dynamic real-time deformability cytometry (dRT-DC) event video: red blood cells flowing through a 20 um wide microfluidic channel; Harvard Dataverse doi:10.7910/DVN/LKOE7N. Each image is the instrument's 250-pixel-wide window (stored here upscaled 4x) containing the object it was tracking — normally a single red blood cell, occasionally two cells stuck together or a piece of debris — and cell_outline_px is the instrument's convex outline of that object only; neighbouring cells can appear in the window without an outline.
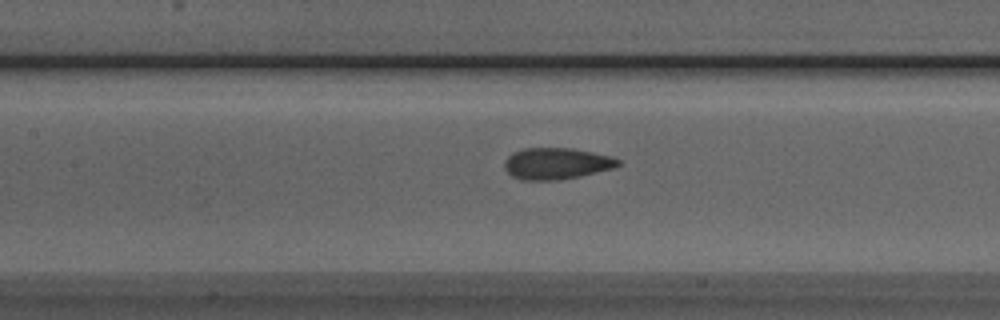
{"species": "Egyptian fruit bat (a non-hibernating species)", "species_latin": "Rousettus aegyptiacus", "temperature_condition": "room temperature", "stored_images_in_passage": 34, "camera_frame_rate_fps": 3000, "um_per_image_px": 0.085, "animal": {"sex": "male"}, "frame": {"image": 1, "passage_image": 10, "time_ms": 3.0, "image_size_px": [1000, 320], "cell_outline_px": [[620, 164], [612, 168], [580, 176], [556, 180], [524, 180], [512, 176], [504, 168], [504, 160], [512, 152], [524, 148], [572, 148], [612, 156], [620, 160]], "centroid_in_image_um": [47.27, 13.89], "position_along_channel_um": 160.1, "area_um2": 20.81}}
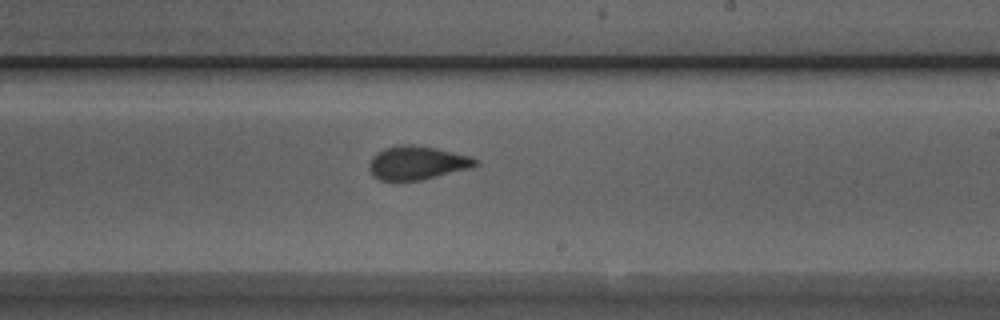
{"frame": {"image": 2, "passage_image": 17, "time_ms": 5.333, "image_size_px": [1000, 320], "cell_outline_px": [[480, 164], [472, 168], [420, 180], [380, 180], [372, 176], [368, 168], [368, 164], [376, 152], [384, 148], [396, 144], [412, 144], [436, 148], [472, 156], [480, 160]], "centroid_in_image_um": [35.47, 13.83], "position_along_channel_um": 253.5, "area_um2": 21.15}}
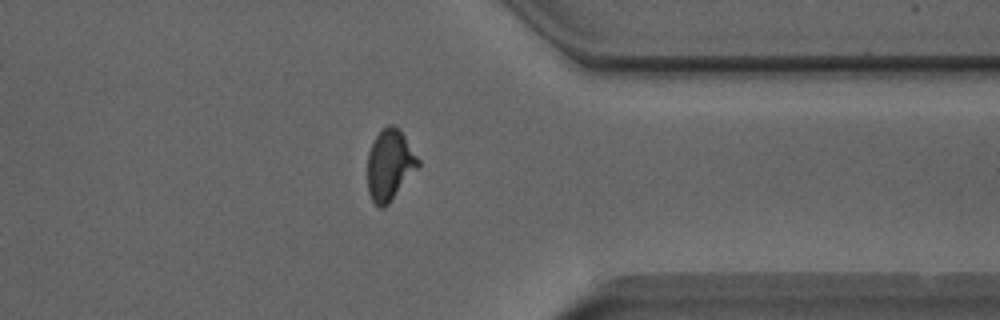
{"frame": {"image": 3, "passage_image": 27, "time_ms": 8.667, "image_size_px": [1000, 320], "cell_outline_px": [[420, 164], [388, 204], [384, 208], [380, 208], [372, 200], [368, 192], [368, 152], [376, 136], [388, 124], [392, 124], [400, 128], [420, 160]], "centroid_in_image_um": [33.13, 14.0], "position_along_channel_um": 378.3, "area_um2": 20.69}, "authors_computed_cell_mechanics": {"area_um2": 21.0392, "velocity_mm_per_s": 4.0145, "shape_relaxation_time_tau1_ms": 4.9652, "shape_relaxation_time_tau2_ms": 1.238, "deformation_change_tau1": 0.1453, "deformation_change_tau2": 0.0534}}